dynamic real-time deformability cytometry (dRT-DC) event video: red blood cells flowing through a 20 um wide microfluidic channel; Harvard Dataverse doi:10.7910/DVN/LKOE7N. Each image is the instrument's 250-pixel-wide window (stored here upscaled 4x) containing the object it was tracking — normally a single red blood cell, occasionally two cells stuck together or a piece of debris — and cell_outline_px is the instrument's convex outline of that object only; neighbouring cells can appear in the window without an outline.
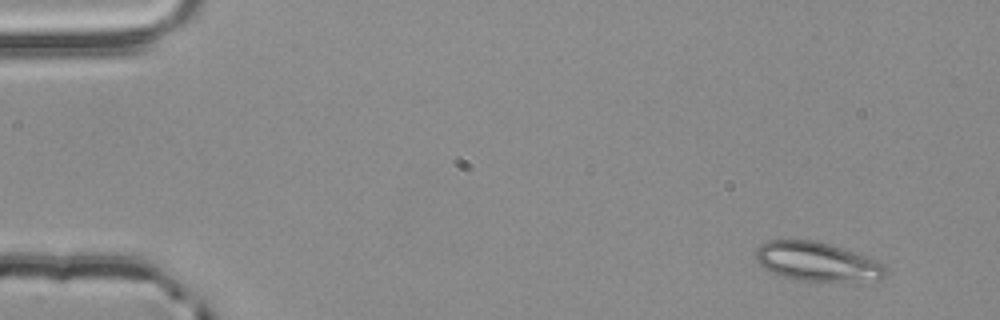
{"species": "common noctule bat (a hibernating species)", "species_latin": "Nyctalus noctula", "temperature_condition": "room temperature", "stored_images_in_passage": 3, "camera_frame_rate_fps": 3000, "um_per_image_px": 0.085, "animal": {"sex": "male", "body_mass_g": 20.4}, "frame": {"image": 1, "passage_image": 1, "time_ms": 0.0, "image_size_px": [1000, 320], "cell_outline_px": [[888, 272], [880, 280], [792, 280], [768, 272], [756, 260], [756, 248], [760, 244], [768, 240], [816, 240], [832, 244], [868, 256], [884, 264], [888, 268]], "centroid_in_image_um": [69.45, 22.22], "position_along_channel_um": 15.6, "area_um2": 29.82}}